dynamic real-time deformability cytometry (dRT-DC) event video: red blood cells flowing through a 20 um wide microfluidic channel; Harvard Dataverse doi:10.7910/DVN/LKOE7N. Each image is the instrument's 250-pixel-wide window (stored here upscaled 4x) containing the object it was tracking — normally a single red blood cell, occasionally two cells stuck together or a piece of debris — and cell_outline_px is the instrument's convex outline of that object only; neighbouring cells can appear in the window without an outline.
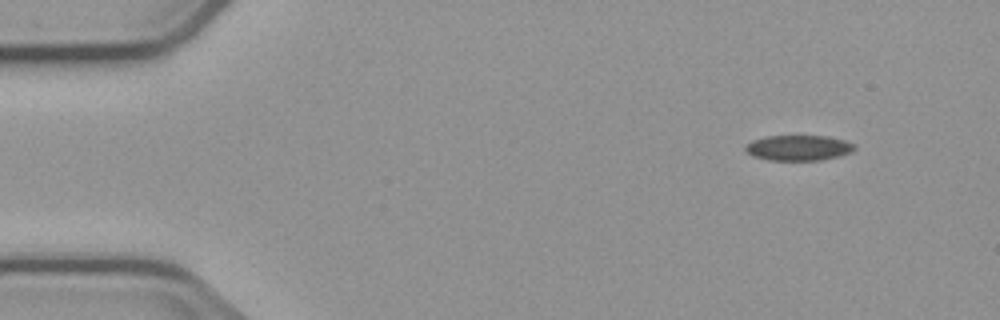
{"species": "common noctule bat (a hibernating species)", "species_latin": "Nyctalus noctula", "temperature_condition": "cold", "stored_images_in_passage": 5, "segment_of_instrument_passage": [1, 2], "camera_frame_rate_fps": 3000, "um_per_image_px": 0.085, "animal": {"sex": "male", "body_mass_g": 23.1, "forearm_length_mm": 52.7}, "frame": {"image": 1, "passage_image": 1, "time_ms": 0.0, "image_size_px": [1000, 320], "cell_outline_px": [[856, 148], [852, 152], [840, 156], [820, 160], [768, 160], [752, 156], [744, 148], [744, 144], [752, 140], [764, 136], [828, 136], [844, 140], [856, 144]], "centroid_in_image_um": [67.87, 12.56], "position_along_channel_um": 17.1, "area_um2": 16.36}}